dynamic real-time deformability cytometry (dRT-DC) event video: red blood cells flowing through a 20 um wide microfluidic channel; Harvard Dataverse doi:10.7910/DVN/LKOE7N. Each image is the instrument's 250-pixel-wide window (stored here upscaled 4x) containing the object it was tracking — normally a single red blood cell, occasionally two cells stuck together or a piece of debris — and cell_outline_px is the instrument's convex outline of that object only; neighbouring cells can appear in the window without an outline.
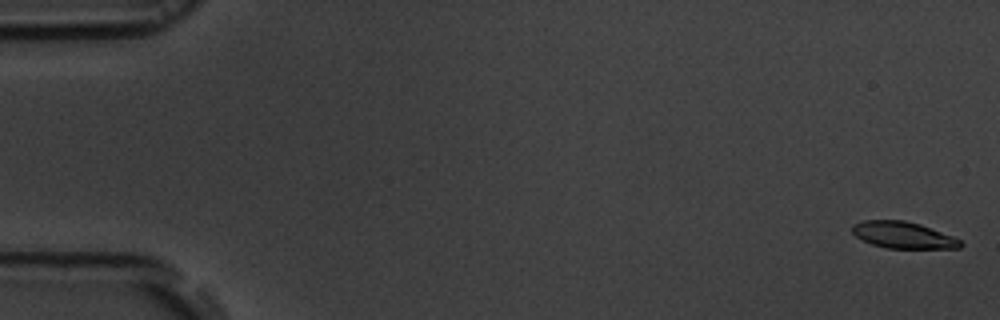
{"species": "common noctule bat (a hibernating species)", "species_latin": "Nyctalus noctula", "temperature_condition": "room temperature", "stored_images_in_passage": 57, "camera_frame_rate_fps": 3000, "um_per_image_px": 0.085, "animal": {"sex": "male", "body_mass_g": 19.5, "forearm_length_mm": 54.6}, "frame": {"image": 1, "passage_image": 2, "time_ms": 0.333, "image_size_px": [1000, 320], "cell_outline_px": [[964, 244], [960, 248], [884, 248], [872, 244], [856, 236], [852, 232], [852, 224], [864, 220], [904, 220], [920, 224], [952, 236], [960, 240]], "centroid_in_image_um": [76.76, 19.98], "position_along_channel_um": 8.2, "area_um2": 16.7}}
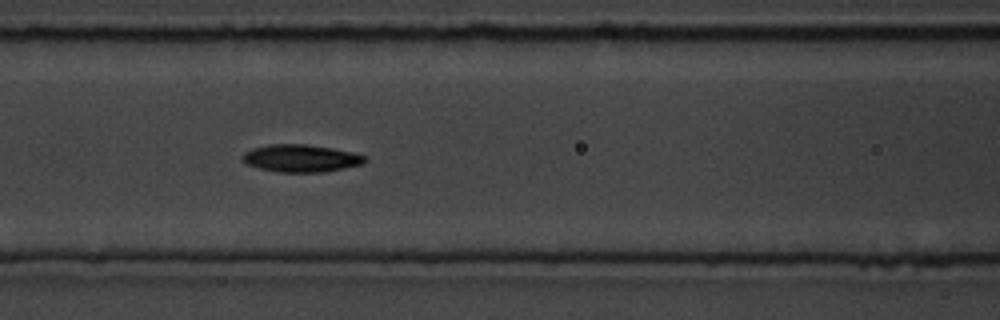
{"frame": {"image": 2, "passage_image": 25, "time_ms": 8.0, "image_size_px": [1000, 320], "cell_outline_px": [[368, 160], [360, 164], [344, 168], [324, 172], [280, 172], [260, 168], [244, 164], [240, 160], [240, 156], [244, 152], [252, 148], [268, 144], [304, 144], [332, 148], [352, 152], [364, 156]], "centroid_in_image_um": [25.5, 13.45], "position_along_channel_um": 141.1, "area_um2": 19.65}}
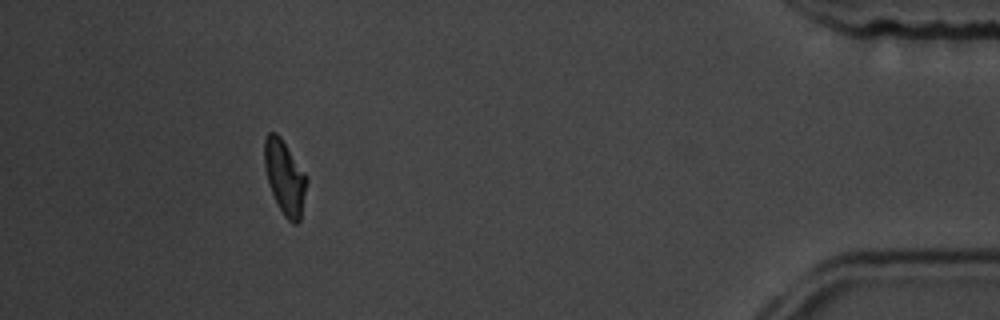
{"frame": {"image": 3, "passage_image": 52, "time_ms": 17.0, "image_size_px": [1000, 320], "cell_outline_px": [[308, 180], [300, 220], [296, 224], [292, 224], [284, 216], [268, 184], [264, 168], [264, 140], [268, 132], [276, 132], [280, 136], [308, 176]], "centroid_in_image_um": [24.21, 15.05], "position_along_channel_um": 411.0, "area_um2": 18.38}, "authors_computed_cell_mechanics": {"area_um2": 18.6116, "velocity_mm_per_s": 3.6609, "shape_relaxation_time_tau1_ms": 3.5828, "shape_relaxation_time_tau2_ms": 9.1439, "deformation_change_tau1": 0.1418, "deformation_change_tau2": 0.1519}}